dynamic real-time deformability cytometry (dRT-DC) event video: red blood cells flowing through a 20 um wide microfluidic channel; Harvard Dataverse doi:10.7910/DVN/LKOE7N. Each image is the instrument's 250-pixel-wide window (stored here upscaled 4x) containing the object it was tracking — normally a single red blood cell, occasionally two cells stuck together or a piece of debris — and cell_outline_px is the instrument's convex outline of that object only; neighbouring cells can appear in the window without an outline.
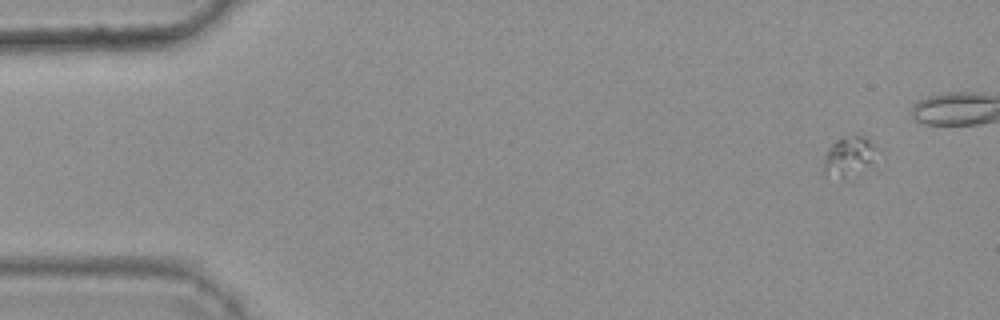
{"species": "common noctule bat (a hibernating species)", "species_latin": "Nyctalus noctula", "temperature_condition": "warm", "stored_images_in_passage": 13, "camera_frame_rate_fps": 3000, "um_per_image_px": 0.085, "animal": {"sex": "female", "body_mass_g": 25.1}, "frame": {"image": 1, "passage_image": 1, "time_ms": 0.0, "image_size_px": [1000, 320], "cell_outline_px": [[884, 156], [880, 172], [848, 180], [844, 180], [824, 172], [824, 164], [828, 148], [836, 140], [844, 136], [864, 136], [884, 148]], "centroid_in_image_um": [72.56, 13.42], "position_along_channel_um": 12.4, "area_um2": 15.09}}